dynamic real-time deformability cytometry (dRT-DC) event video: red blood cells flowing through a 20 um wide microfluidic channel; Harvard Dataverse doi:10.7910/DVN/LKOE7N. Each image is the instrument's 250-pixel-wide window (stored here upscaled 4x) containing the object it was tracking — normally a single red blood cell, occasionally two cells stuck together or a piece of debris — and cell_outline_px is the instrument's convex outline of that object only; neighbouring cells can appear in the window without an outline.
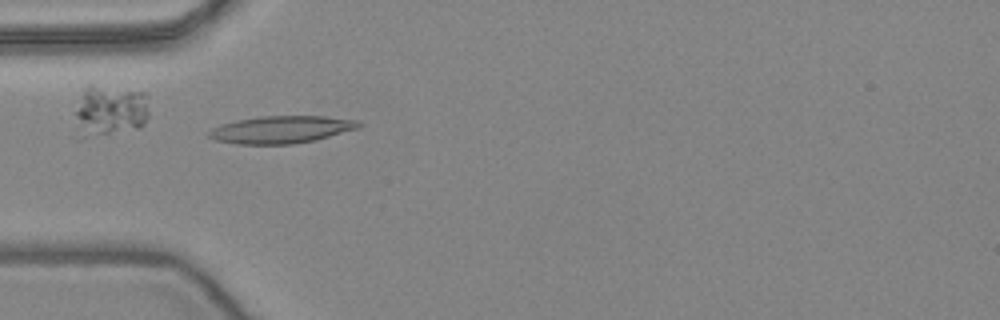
{"species": "common noctule bat (a hibernating species)", "species_latin": "Nyctalus noctula", "temperature_condition": "warm", "stored_images_in_passage": 52, "camera_frame_rate_fps": 3000, "um_per_image_px": 0.085, "animal": {"sex": "female", "body_mass_g": 24.6, "forearm_length_mm": 56.2}, "frame": {"image": 1, "passage_image": 16, "time_ms": 5.0, "image_size_px": [1000, 320], "cell_outline_px": [[364, 124], [360, 128], [316, 140], [292, 144], [236, 144], [216, 140], [208, 136], [208, 132], [212, 128], [220, 124], [236, 120], [260, 116], [324, 116], [356, 120]], "centroid_in_image_um": [23.93, 11.01], "position_along_channel_um": 61.1, "area_um2": 24.04}}